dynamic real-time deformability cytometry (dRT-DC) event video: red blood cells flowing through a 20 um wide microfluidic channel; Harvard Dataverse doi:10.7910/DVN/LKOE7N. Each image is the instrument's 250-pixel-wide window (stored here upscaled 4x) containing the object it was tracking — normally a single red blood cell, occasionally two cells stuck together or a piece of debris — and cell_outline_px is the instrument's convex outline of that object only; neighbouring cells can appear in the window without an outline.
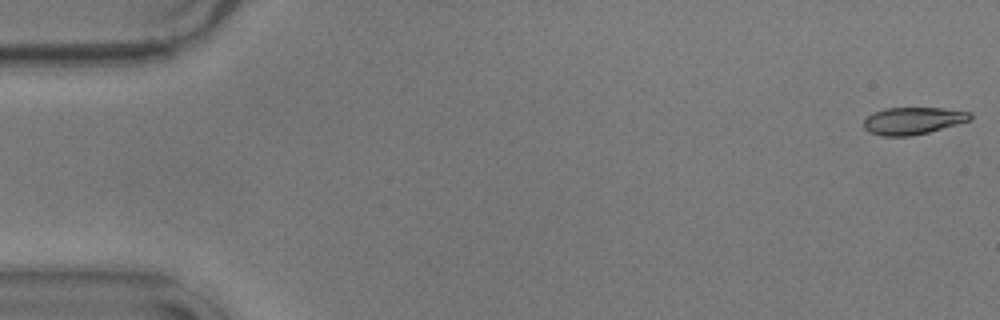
{"species": "common noctule bat (a hibernating species)", "species_latin": "Nyctalus noctula", "temperature_condition": "warm", "stored_images_in_passage": 56, "camera_frame_rate_fps": 3000, "um_per_image_px": 0.085, "animal": {"sex": "male", "body_mass_g": 17.9}, "frame": {"image": 1, "passage_image": 1, "time_ms": 0.0, "image_size_px": [1000, 320], "cell_outline_px": [[972, 120], [928, 132], [912, 136], [880, 136], [868, 132], [864, 128], [864, 120], [872, 112], [884, 108], [944, 108], [972, 112]], "centroid_in_image_um": [77.6, 10.26], "position_along_channel_um": 7.4, "area_um2": 17.05}}
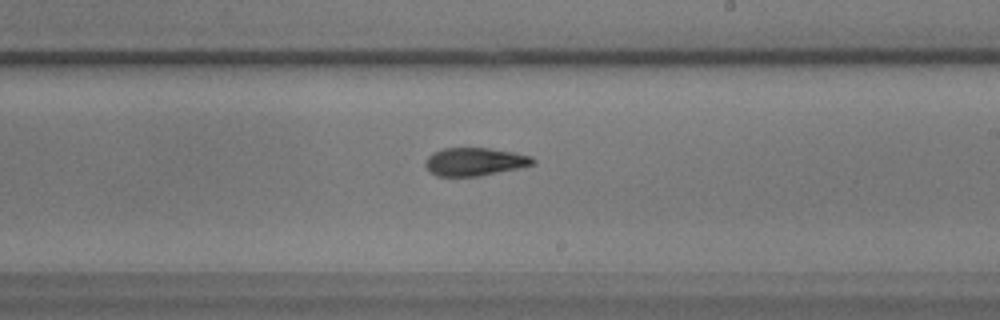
{"frame": {"image": 2, "passage_image": 33, "time_ms": 10.667, "image_size_px": [1000, 320], "cell_outline_px": [[536, 164], [520, 168], [480, 176], [436, 176], [428, 172], [424, 164], [424, 160], [432, 152], [444, 148], [488, 148], [516, 152], [532, 156], [536, 160]], "centroid_in_image_um": [40.35, 13.75], "position_along_channel_um": 248.6, "area_um2": 17.98}}
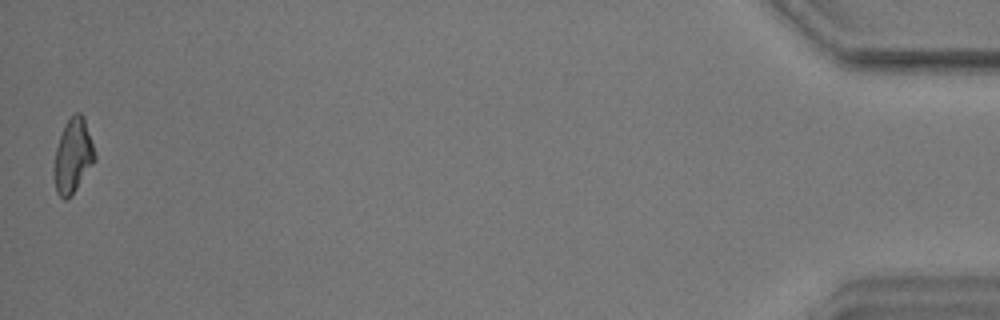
{"frame": {"image": 3, "passage_image": 56, "time_ms": 18.333, "image_size_px": [1000, 320], "cell_outline_px": [[96, 160], [72, 196], [64, 200], [56, 192], [52, 176], [52, 168], [56, 148], [64, 124], [76, 112], [80, 112], [84, 116], [96, 156]], "centroid_in_image_um": [6.18, 13.29], "position_along_channel_um": 429.0, "area_um2": 17.98}, "authors_computed_cell_mechanics": {"area_um2": 17.7157, "velocity_mm_per_s": 3.5689, "shape_relaxation_time_tau1_ms": null, "shape_relaxation_time_tau2_ms": 2.5346, "deformation_change_tau1": null, "deformation_change_tau2": 0.0944}}